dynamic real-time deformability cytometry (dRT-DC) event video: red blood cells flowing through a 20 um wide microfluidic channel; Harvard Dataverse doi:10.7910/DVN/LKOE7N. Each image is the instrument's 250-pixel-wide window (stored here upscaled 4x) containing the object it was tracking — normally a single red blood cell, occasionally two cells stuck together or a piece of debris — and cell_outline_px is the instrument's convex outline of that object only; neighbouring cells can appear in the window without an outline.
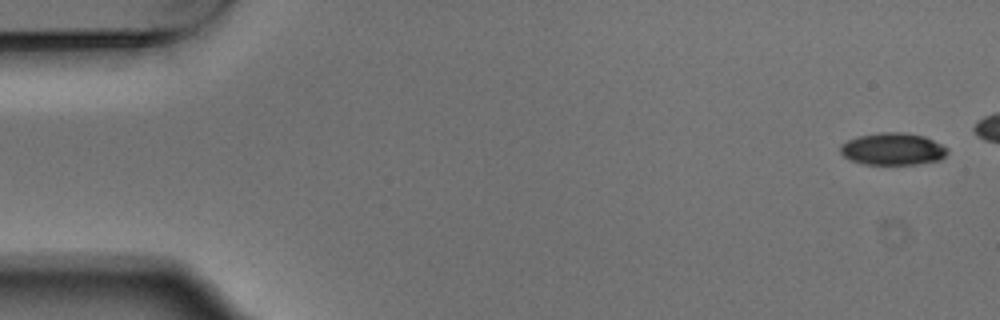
{"species": "Egyptian fruit bat (a non-hibernating species)", "species_latin": "Rousettus aegyptiacus", "temperature_condition": "warm", "stored_images_in_passage": 6, "camera_frame_rate_fps": 3000, "um_per_image_px": 0.085, "animal": {"sex": "male"}, "frame": {"image": 1, "passage_image": 1, "time_ms": 0.0, "image_size_px": [1000, 320], "cell_outline_px": [[948, 152], [940, 160], [916, 164], [864, 164], [852, 160], [844, 156], [840, 152], [840, 144], [856, 136], [880, 132], [904, 132], [924, 136], [948, 148]], "centroid_in_image_um": [75.87, 12.65], "position_along_channel_um": 9.1, "area_um2": 20.06}}
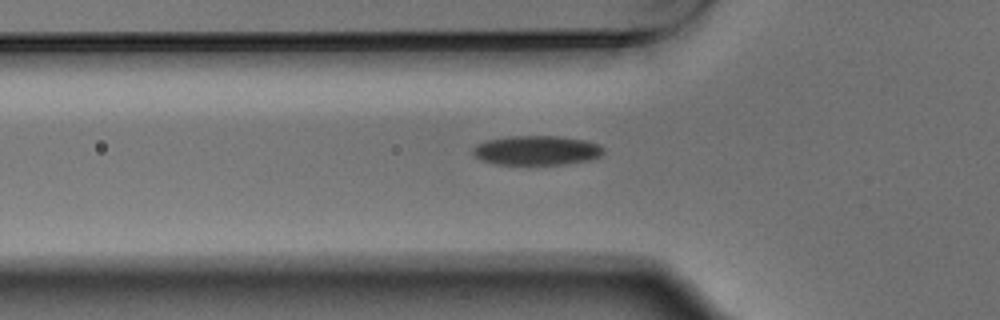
{"frame": {"image": 2, "passage_image": 6, "time_ms": 1.667, "image_size_px": [1000, 320], "cell_outline_px": [[604, 152], [600, 156], [592, 160], [564, 164], [496, 164], [480, 160], [472, 152], [472, 148], [476, 144], [488, 140], [508, 136], [556, 136], [584, 140], [600, 144], [604, 148]], "centroid_in_image_um": [45.63, 12.78], "position_along_channel_um": 80.2, "area_um2": 22.48}}